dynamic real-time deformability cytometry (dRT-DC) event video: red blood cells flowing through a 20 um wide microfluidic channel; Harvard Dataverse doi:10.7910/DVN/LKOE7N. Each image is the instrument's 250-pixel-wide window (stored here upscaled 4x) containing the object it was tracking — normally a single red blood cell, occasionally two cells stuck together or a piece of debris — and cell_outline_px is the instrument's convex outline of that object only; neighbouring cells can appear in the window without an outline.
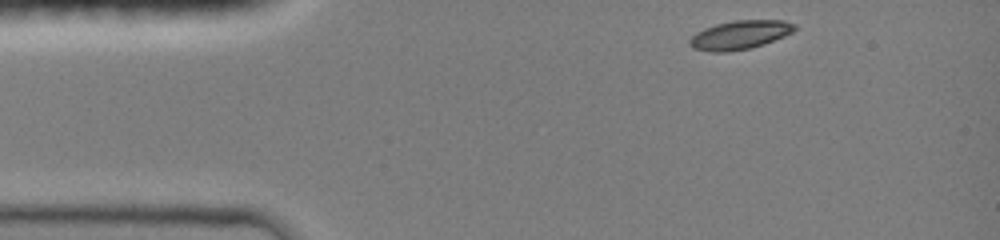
{"species": "common noctule bat (a hibernating species)", "species_latin": "Nyctalus noctula", "temperature_condition": "room temperature", "stored_images_in_passage": 4, "camera_frame_rate_fps": 3000, "um_per_image_px": 0.085, "animal": {"sex": "female", "body_mass_g": 19.0, "forearm_length_mm": 51.5}, "frame": {"image": 1, "passage_image": 1, "time_ms": 0.0, "image_size_px": [1000, 240], "cell_outline_px": [[796, 28], [792, 32], [784, 36], [764, 44], [752, 48], [728, 52], [712, 52], [692, 48], [688, 44], [688, 40], [696, 32], [704, 28], [716, 24], [736, 20], [784, 20], [796, 24]], "centroid_in_image_um": [62.87, 2.97], "position_along_channel_um": 22.1, "area_um2": 17.74}}
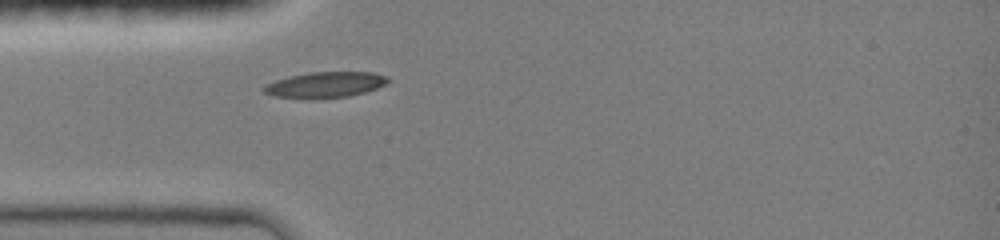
{"frame": {"image": 2, "passage_image": 4, "time_ms": 2.333, "image_size_px": [1000, 240], "cell_outline_px": [[392, 80], [376, 88], [364, 92], [348, 96], [312, 100], [308, 100], [272, 96], [264, 92], [260, 88], [264, 84], [288, 76], [308, 72], [372, 72], [388, 76]], "centroid_in_image_um": [27.58, 7.22], "position_along_channel_um": 57.4, "area_um2": 19.13}}